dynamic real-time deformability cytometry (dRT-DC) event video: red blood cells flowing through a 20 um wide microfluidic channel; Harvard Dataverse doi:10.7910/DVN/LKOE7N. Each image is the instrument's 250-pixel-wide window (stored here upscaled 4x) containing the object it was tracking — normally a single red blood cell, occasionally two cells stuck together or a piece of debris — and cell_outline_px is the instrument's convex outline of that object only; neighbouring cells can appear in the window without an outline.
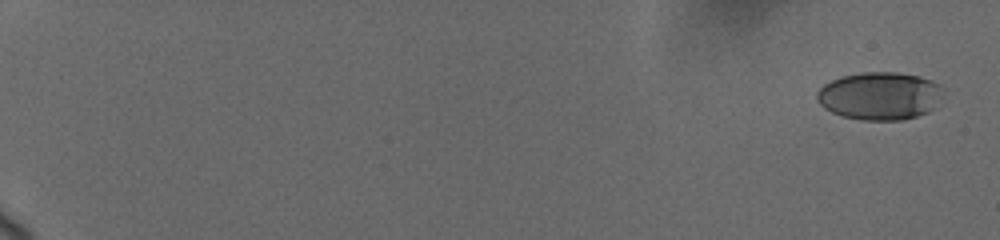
{"species": "human", "species_latin": "Homo sapiens", "temperature_condition": "cold", "stored_images_in_passage": 13, "camera_frame_rate_fps": 3000, "um_per_image_px": 0.085, "donor": {"sex": "female"}, "frame": {"image": 1, "passage_image": 1, "time_ms": 0.0, "image_size_px": [1000, 240], "cell_outline_px": [[940, 96], [932, 108], [928, 112], [904, 120], [860, 120], [844, 116], [832, 112], [824, 108], [816, 100], [816, 92], [824, 84], [840, 76], [860, 72], [896, 72], [920, 76], [932, 80], [940, 84]], "centroid_in_image_um": [74.73, 8.14], "position_along_channel_um": 10.3, "area_um2": 35.14}}
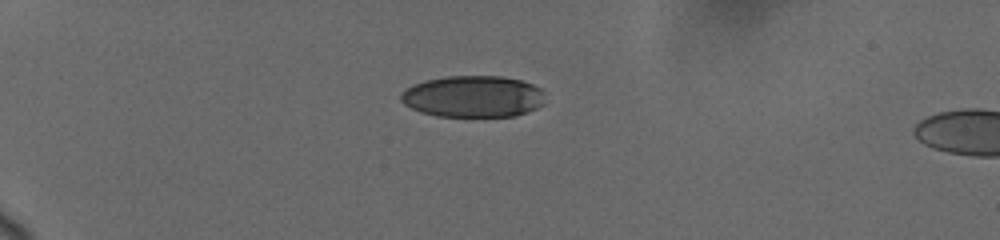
{"frame": {"image": 2, "passage_image": 10, "time_ms": 5.333, "image_size_px": [1000, 240], "cell_outline_px": [[544, 104], [536, 108], [516, 116], [436, 116], [420, 112], [404, 104], [400, 100], [400, 92], [412, 84], [424, 80], [444, 76], [500, 76], [520, 80], [532, 84], [540, 88], [544, 92]], "centroid_in_image_um": [40.19, 8.19], "position_along_channel_um": 44.8, "area_um2": 35.26}}